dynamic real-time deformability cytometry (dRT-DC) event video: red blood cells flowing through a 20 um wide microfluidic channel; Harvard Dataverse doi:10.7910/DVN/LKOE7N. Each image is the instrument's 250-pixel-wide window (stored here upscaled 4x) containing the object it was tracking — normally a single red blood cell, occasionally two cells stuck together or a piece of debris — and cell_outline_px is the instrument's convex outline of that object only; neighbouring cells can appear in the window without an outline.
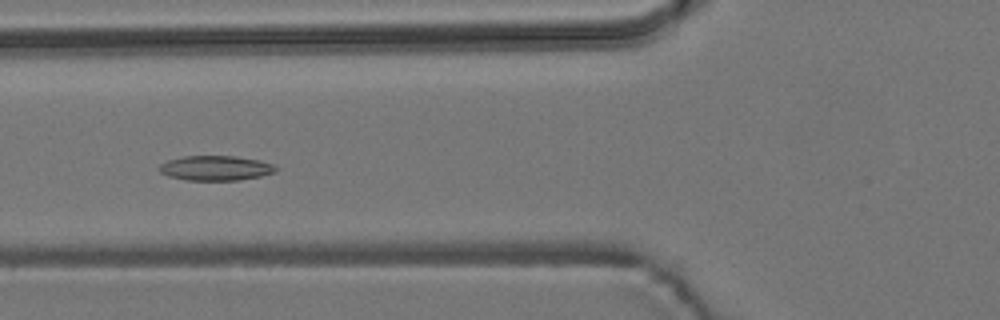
{"species": "common noctule bat (a hibernating species)", "species_latin": "Nyctalus noctula", "temperature_condition": "room temperature", "stored_images_in_passage": 4, "camera_frame_rate_fps": 3000, "um_per_image_px": 0.085, "animal": {"sex": "male", "body_mass_g": 19.2, "forearm_length_mm": 51.8}, "frame": {"image": 1, "passage_image": 3, "time_ms": 2.333, "image_size_px": [1000, 320], "cell_outline_px": [[276, 172], [260, 176], [240, 180], [188, 180], [168, 176], [160, 172], [156, 168], [160, 164], [168, 160], [184, 156], [236, 156], [260, 160], [272, 164], [276, 168]], "centroid_in_image_um": [18.3, 14.28], "position_along_channel_um": 107.5, "area_um2": 16.88}}
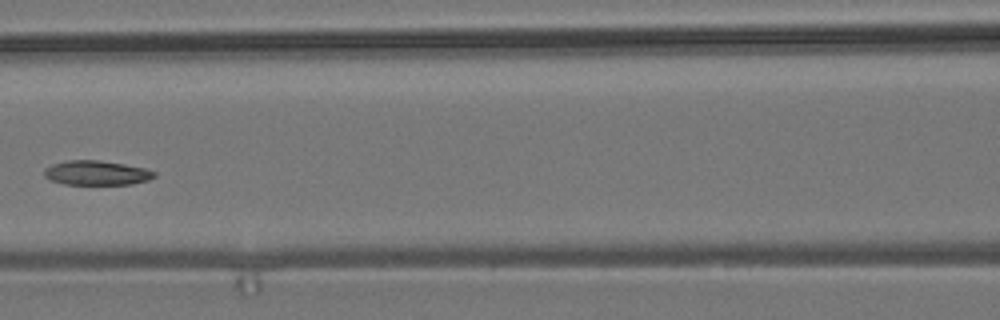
{"frame": {"image": 2, "passage_image": 4, "time_ms": 3.667, "image_size_px": [1000, 320], "cell_outline_px": [[156, 176], [148, 180], [132, 184], [64, 184], [52, 180], [44, 176], [44, 168], [52, 164], [68, 160], [96, 160], [124, 164], [144, 168], [156, 172]], "centroid_in_image_um": [8.2, 14.69], "position_along_channel_um": 158.4, "area_um2": 15.61}}